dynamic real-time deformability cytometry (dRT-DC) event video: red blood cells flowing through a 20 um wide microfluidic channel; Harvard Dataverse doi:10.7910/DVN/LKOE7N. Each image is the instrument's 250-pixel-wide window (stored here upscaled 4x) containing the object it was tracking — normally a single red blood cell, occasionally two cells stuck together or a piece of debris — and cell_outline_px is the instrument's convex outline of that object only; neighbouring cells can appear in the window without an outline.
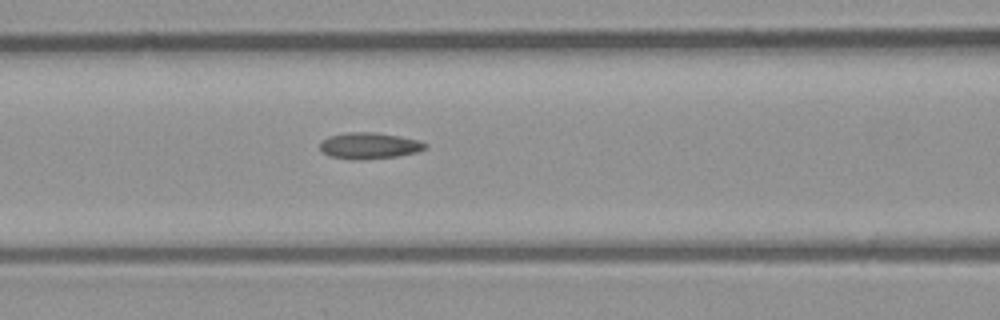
{"species": "common noctule bat (a hibernating species)", "species_latin": "Nyctalus noctula", "temperature_condition": "room temperature", "stored_images_in_passage": 7, "segment_of_instrument_passage": [1, 2], "camera_frame_rate_fps": 3000, "um_per_image_px": 0.085, "animal": {"sex": "male", "body_mass_g": 23.1, "forearm_length_mm": 52.7}, "frame": {"image": 1, "passage_image": 6, "time_ms": 1.667, "image_size_px": [1000, 320], "cell_outline_px": [[428, 148], [416, 152], [396, 156], [352, 160], [328, 156], [320, 148], [320, 140], [328, 136], [348, 132], [376, 132], [400, 136], [420, 140], [428, 144]], "centroid_in_image_um": [31.39, 12.37], "position_along_channel_um": 135.2, "area_um2": 16.24}}